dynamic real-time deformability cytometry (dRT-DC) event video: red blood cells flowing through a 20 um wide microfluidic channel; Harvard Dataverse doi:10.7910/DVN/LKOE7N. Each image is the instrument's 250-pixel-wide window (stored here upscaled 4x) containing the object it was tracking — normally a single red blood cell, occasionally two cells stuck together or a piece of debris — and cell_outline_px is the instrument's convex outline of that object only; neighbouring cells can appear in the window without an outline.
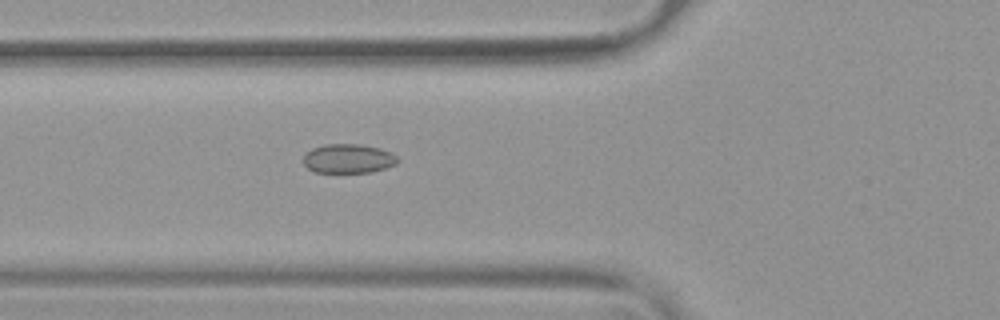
{"species": "common noctule bat (a hibernating species)", "species_latin": "Nyctalus noctula", "temperature_condition": "warm", "stored_images_in_passage": 55, "camera_frame_rate_fps": 3000, "um_per_image_px": 0.085, "animal": {"sex": "female", "body_mass_g": 19.9}, "frame": {"image": 1, "passage_image": 21, "time_ms": 6.667, "image_size_px": [1000, 320], "cell_outline_px": [[400, 160], [396, 164], [384, 168], [368, 172], [316, 172], [308, 168], [304, 164], [304, 156], [312, 148], [324, 144], [360, 144], [380, 148], [392, 152]], "centroid_in_image_um": [29.63, 13.47], "position_along_channel_um": 96.2, "area_um2": 15.95}}
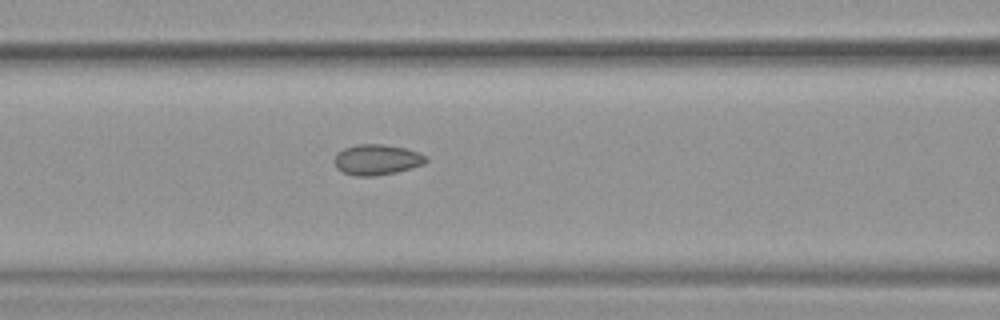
{"frame": {"image": 2, "passage_image": 24, "time_ms": 7.667, "image_size_px": [1000, 320], "cell_outline_px": [[428, 160], [424, 164], [412, 168], [396, 172], [372, 176], [356, 176], [344, 172], [336, 168], [332, 160], [336, 152], [344, 148], [356, 144], [384, 144], [404, 148], [428, 156]], "centroid_in_image_um": [32.0, 13.57], "position_along_channel_um": 134.6, "area_um2": 16.47}}
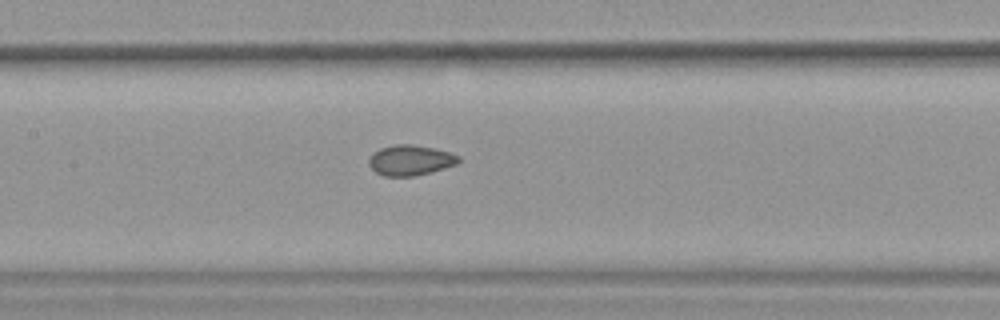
{"frame": {"image": 3, "passage_image": 27, "time_ms": 8.667, "image_size_px": [1000, 320], "cell_outline_px": [[460, 160], [456, 164], [444, 168], [412, 176], [384, 176], [376, 172], [368, 164], [368, 160], [372, 152], [380, 148], [396, 144], [412, 144], [436, 148], [460, 156]], "centroid_in_image_um": [34.85, 13.6], "position_along_channel_um": 172.5, "area_um2": 15.84}, "authors_computed_cell_mechanics": {"area_um2": 16.473, "velocity_mm_per_s": 3.7985, "shape_relaxation_time_tau1_ms": null, "shape_relaxation_time_tau2_ms": 1.7922, "deformation_change_tau1": null, "deformation_change_tau2": 0.0565}}